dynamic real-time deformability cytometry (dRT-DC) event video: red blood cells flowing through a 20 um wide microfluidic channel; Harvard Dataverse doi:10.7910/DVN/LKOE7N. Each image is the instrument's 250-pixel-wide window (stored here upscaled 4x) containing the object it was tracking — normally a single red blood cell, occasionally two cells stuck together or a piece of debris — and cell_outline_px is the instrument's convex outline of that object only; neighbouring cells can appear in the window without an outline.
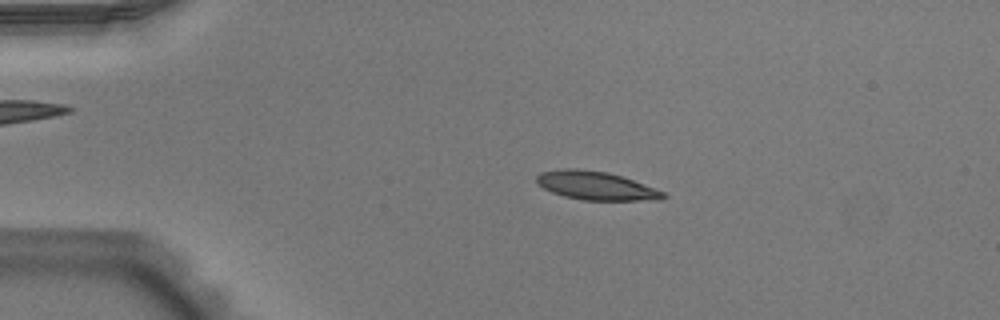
{"species": "Egyptian fruit bat (a non-hibernating species)", "species_latin": "Rousettus aegyptiacus", "temperature_condition": "warm", "stored_images_in_passage": 52, "camera_frame_rate_fps": 3000, "um_per_image_px": 0.085, "animal": {"sex": "male"}, "frame": {"image": 1, "passage_image": 11, "time_ms": 3.333, "image_size_px": [1000, 320], "cell_outline_px": [[668, 196], [660, 200], [584, 200], [564, 196], [552, 192], [536, 184], [536, 176], [540, 172], [564, 168], [576, 168], [608, 172], [632, 180], [664, 192]], "centroid_in_image_um": [50.62, 15.78], "position_along_channel_um": 34.4, "area_um2": 20.92}}
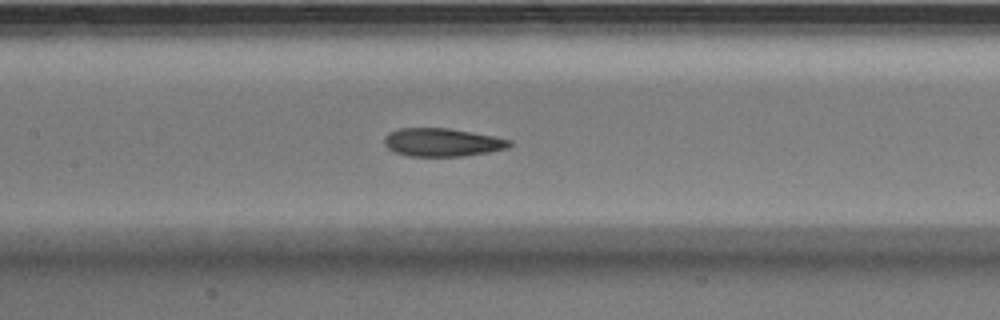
{"frame": {"image": 2, "passage_image": 25, "time_ms": 8.0, "image_size_px": [1000, 320], "cell_outline_px": [[512, 144], [508, 148], [488, 152], [464, 156], [408, 156], [396, 152], [388, 148], [384, 144], [384, 136], [388, 132], [396, 128], [448, 128], [472, 132], [512, 140]], "centroid_in_image_um": [37.56, 12.09], "position_along_channel_um": 169.8, "area_um2": 20.63}}
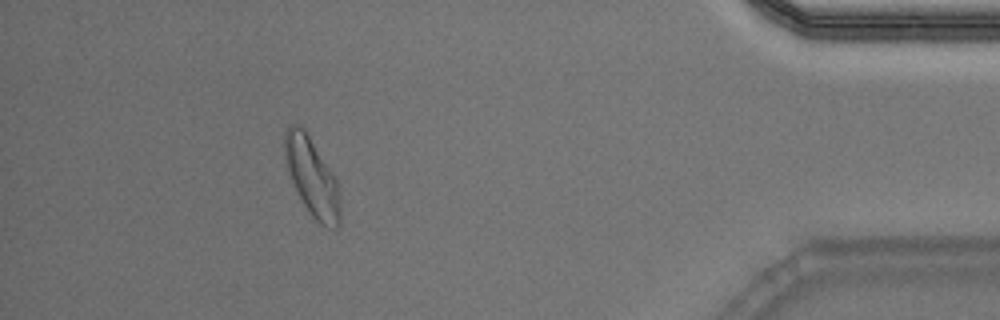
{"frame": {"image": 3, "passage_image": 47, "time_ms": 15.333, "image_size_px": [1000, 320], "cell_outline_px": [[340, 224], [336, 228], [332, 228], [320, 224], [312, 216], [304, 204], [292, 180], [284, 156], [284, 128], [288, 124], [300, 124], [304, 128], [336, 176], [340, 188]], "centroid_in_image_um": [26.54, 15.0], "position_along_channel_um": 408.7, "area_um2": 25.49}, "authors_computed_cell_mechanics": {"area_um2": 21.2126, "velocity_mm_per_s": 3.9264, "shape_relaxation_time_tau1_ms": 9.3382, "shape_relaxation_time_tau2_ms": 2.1955, "deformation_change_tau1": 0.239, "deformation_change_tau2": 0.0799}}